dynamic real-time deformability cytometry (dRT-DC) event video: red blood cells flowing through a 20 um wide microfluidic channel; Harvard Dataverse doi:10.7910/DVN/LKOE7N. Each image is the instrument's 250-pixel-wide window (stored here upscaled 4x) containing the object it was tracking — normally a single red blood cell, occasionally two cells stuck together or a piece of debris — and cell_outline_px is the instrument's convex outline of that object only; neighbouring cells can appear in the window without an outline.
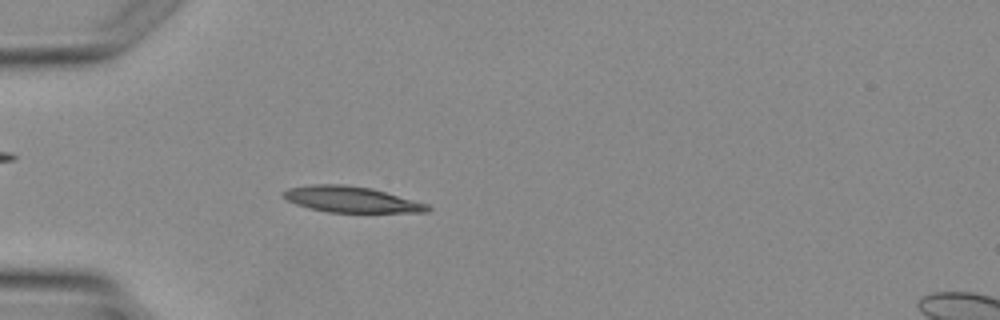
{"species": "Egyptian fruit bat (a non-hibernating species)", "species_latin": "Rousettus aegyptiacus", "temperature_condition": "warm", "stored_images_in_passage": 4, "camera_frame_rate_fps": 3000, "um_per_image_px": 0.085, "animal": {"sex": "female"}, "frame": {"image": 1, "passage_image": 4, "time_ms": 4.667, "image_size_px": [1000, 320], "cell_outline_px": [[432, 208], [428, 212], [328, 212], [308, 208], [296, 204], [288, 200], [284, 196], [284, 192], [288, 188], [312, 184], [344, 184], [372, 188], [428, 204]], "centroid_in_image_um": [29.87, 16.95], "position_along_channel_um": 55.1, "area_um2": 21.68}}